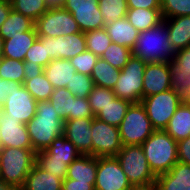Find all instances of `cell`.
I'll return each mask as SVG.
<instances>
[{"mask_svg":"<svg viewBox=\"0 0 190 190\" xmlns=\"http://www.w3.org/2000/svg\"><path fill=\"white\" fill-rule=\"evenodd\" d=\"M26 127L32 148L38 152L47 149L56 137L63 135L64 120L49 100L37 101L36 114Z\"/></svg>","mask_w":190,"mask_h":190,"instance_id":"1","label":"cell"},{"mask_svg":"<svg viewBox=\"0 0 190 190\" xmlns=\"http://www.w3.org/2000/svg\"><path fill=\"white\" fill-rule=\"evenodd\" d=\"M168 37L169 32L163 20L153 28L139 32L132 55L146 63H167L176 53Z\"/></svg>","mask_w":190,"mask_h":190,"instance_id":"2","label":"cell"},{"mask_svg":"<svg viewBox=\"0 0 190 190\" xmlns=\"http://www.w3.org/2000/svg\"><path fill=\"white\" fill-rule=\"evenodd\" d=\"M141 146L156 177L168 173L178 162L177 142L165 130H155Z\"/></svg>","mask_w":190,"mask_h":190,"instance_id":"3","label":"cell"},{"mask_svg":"<svg viewBox=\"0 0 190 190\" xmlns=\"http://www.w3.org/2000/svg\"><path fill=\"white\" fill-rule=\"evenodd\" d=\"M35 162L33 149L0 147V178L12 187H23Z\"/></svg>","mask_w":190,"mask_h":190,"instance_id":"4","label":"cell"},{"mask_svg":"<svg viewBox=\"0 0 190 190\" xmlns=\"http://www.w3.org/2000/svg\"><path fill=\"white\" fill-rule=\"evenodd\" d=\"M115 157L132 187L155 185L156 176L149 167L141 145H125Z\"/></svg>","mask_w":190,"mask_h":190,"instance_id":"5","label":"cell"},{"mask_svg":"<svg viewBox=\"0 0 190 190\" xmlns=\"http://www.w3.org/2000/svg\"><path fill=\"white\" fill-rule=\"evenodd\" d=\"M154 131L143 104L131 103L119 126L122 145H141Z\"/></svg>","mask_w":190,"mask_h":190,"instance_id":"6","label":"cell"},{"mask_svg":"<svg viewBox=\"0 0 190 190\" xmlns=\"http://www.w3.org/2000/svg\"><path fill=\"white\" fill-rule=\"evenodd\" d=\"M146 62L141 58L131 56L120 71L118 81L113 88L116 97L138 103L142 100L143 75Z\"/></svg>","mask_w":190,"mask_h":190,"instance_id":"7","label":"cell"},{"mask_svg":"<svg viewBox=\"0 0 190 190\" xmlns=\"http://www.w3.org/2000/svg\"><path fill=\"white\" fill-rule=\"evenodd\" d=\"M183 100L171 88L142 98L141 103L155 130H164Z\"/></svg>","mask_w":190,"mask_h":190,"instance_id":"8","label":"cell"},{"mask_svg":"<svg viewBox=\"0 0 190 190\" xmlns=\"http://www.w3.org/2000/svg\"><path fill=\"white\" fill-rule=\"evenodd\" d=\"M38 37H58L79 33L81 30L73 15L62 6L49 9L35 21Z\"/></svg>","mask_w":190,"mask_h":190,"instance_id":"9","label":"cell"},{"mask_svg":"<svg viewBox=\"0 0 190 190\" xmlns=\"http://www.w3.org/2000/svg\"><path fill=\"white\" fill-rule=\"evenodd\" d=\"M92 156H116L123 145L120 139L119 127L93 118L91 127Z\"/></svg>","mask_w":190,"mask_h":190,"instance_id":"10","label":"cell"},{"mask_svg":"<svg viewBox=\"0 0 190 190\" xmlns=\"http://www.w3.org/2000/svg\"><path fill=\"white\" fill-rule=\"evenodd\" d=\"M37 101L25 88L24 84L16 82L2 103V111L13 119L27 124L36 114Z\"/></svg>","mask_w":190,"mask_h":190,"instance_id":"11","label":"cell"},{"mask_svg":"<svg viewBox=\"0 0 190 190\" xmlns=\"http://www.w3.org/2000/svg\"><path fill=\"white\" fill-rule=\"evenodd\" d=\"M95 190H131L126 174L115 156L97 157Z\"/></svg>","mask_w":190,"mask_h":190,"instance_id":"12","label":"cell"},{"mask_svg":"<svg viewBox=\"0 0 190 190\" xmlns=\"http://www.w3.org/2000/svg\"><path fill=\"white\" fill-rule=\"evenodd\" d=\"M62 7L73 15L81 32L105 28L98 0H65Z\"/></svg>","mask_w":190,"mask_h":190,"instance_id":"13","label":"cell"},{"mask_svg":"<svg viewBox=\"0 0 190 190\" xmlns=\"http://www.w3.org/2000/svg\"><path fill=\"white\" fill-rule=\"evenodd\" d=\"M46 40V50L49 57L53 59H70L83 53L86 48L84 32L74 33L66 36L43 37Z\"/></svg>","mask_w":190,"mask_h":190,"instance_id":"14","label":"cell"},{"mask_svg":"<svg viewBox=\"0 0 190 190\" xmlns=\"http://www.w3.org/2000/svg\"><path fill=\"white\" fill-rule=\"evenodd\" d=\"M0 147L33 149L26 124L13 119L5 112L0 118Z\"/></svg>","mask_w":190,"mask_h":190,"instance_id":"15","label":"cell"},{"mask_svg":"<svg viewBox=\"0 0 190 190\" xmlns=\"http://www.w3.org/2000/svg\"><path fill=\"white\" fill-rule=\"evenodd\" d=\"M92 122L93 118L64 120L63 135L76 146L81 155H92Z\"/></svg>","mask_w":190,"mask_h":190,"instance_id":"16","label":"cell"},{"mask_svg":"<svg viewBox=\"0 0 190 190\" xmlns=\"http://www.w3.org/2000/svg\"><path fill=\"white\" fill-rule=\"evenodd\" d=\"M168 63H147L143 75L142 98L171 89Z\"/></svg>","mask_w":190,"mask_h":190,"instance_id":"17","label":"cell"},{"mask_svg":"<svg viewBox=\"0 0 190 190\" xmlns=\"http://www.w3.org/2000/svg\"><path fill=\"white\" fill-rule=\"evenodd\" d=\"M156 190H190V165L177 162L168 173L155 180Z\"/></svg>","mask_w":190,"mask_h":190,"instance_id":"18","label":"cell"},{"mask_svg":"<svg viewBox=\"0 0 190 190\" xmlns=\"http://www.w3.org/2000/svg\"><path fill=\"white\" fill-rule=\"evenodd\" d=\"M97 173V157L80 155L68 167L66 178L81 183L95 184Z\"/></svg>","mask_w":190,"mask_h":190,"instance_id":"19","label":"cell"},{"mask_svg":"<svg viewBox=\"0 0 190 190\" xmlns=\"http://www.w3.org/2000/svg\"><path fill=\"white\" fill-rule=\"evenodd\" d=\"M38 38L35 26L30 31L22 32L4 40L3 57L24 61L26 52Z\"/></svg>","mask_w":190,"mask_h":190,"instance_id":"20","label":"cell"},{"mask_svg":"<svg viewBox=\"0 0 190 190\" xmlns=\"http://www.w3.org/2000/svg\"><path fill=\"white\" fill-rule=\"evenodd\" d=\"M175 51L190 46V15L163 19Z\"/></svg>","mask_w":190,"mask_h":190,"instance_id":"21","label":"cell"},{"mask_svg":"<svg viewBox=\"0 0 190 190\" xmlns=\"http://www.w3.org/2000/svg\"><path fill=\"white\" fill-rule=\"evenodd\" d=\"M105 29L108 32L112 43H116L131 50L135 47L139 31L127 20L126 17L106 24Z\"/></svg>","mask_w":190,"mask_h":190,"instance_id":"22","label":"cell"},{"mask_svg":"<svg viewBox=\"0 0 190 190\" xmlns=\"http://www.w3.org/2000/svg\"><path fill=\"white\" fill-rule=\"evenodd\" d=\"M44 73L54 89L60 87L66 88L67 84L71 83L76 69L69 59H53L44 68Z\"/></svg>","mask_w":190,"mask_h":190,"instance_id":"23","label":"cell"},{"mask_svg":"<svg viewBox=\"0 0 190 190\" xmlns=\"http://www.w3.org/2000/svg\"><path fill=\"white\" fill-rule=\"evenodd\" d=\"M62 179L48 173L36 163L27 175L24 190H62Z\"/></svg>","mask_w":190,"mask_h":190,"instance_id":"24","label":"cell"},{"mask_svg":"<svg viewBox=\"0 0 190 190\" xmlns=\"http://www.w3.org/2000/svg\"><path fill=\"white\" fill-rule=\"evenodd\" d=\"M164 130L176 142L190 137V106L182 102Z\"/></svg>","mask_w":190,"mask_h":190,"instance_id":"25","label":"cell"},{"mask_svg":"<svg viewBox=\"0 0 190 190\" xmlns=\"http://www.w3.org/2000/svg\"><path fill=\"white\" fill-rule=\"evenodd\" d=\"M127 20L139 31H145L163 21L161 9H128Z\"/></svg>","mask_w":190,"mask_h":190,"instance_id":"26","label":"cell"},{"mask_svg":"<svg viewBox=\"0 0 190 190\" xmlns=\"http://www.w3.org/2000/svg\"><path fill=\"white\" fill-rule=\"evenodd\" d=\"M35 22L29 17L11 9L6 21L0 27V36L3 40L10 39V36H16L25 31H30Z\"/></svg>","mask_w":190,"mask_h":190,"instance_id":"27","label":"cell"},{"mask_svg":"<svg viewBox=\"0 0 190 190\" xmlns=\"http://www.w3.org/2000/svg\"><path fill=\"white\" fill-rule=\"evenodd\" d=\"M53 160L64 161L70 165L81 153L76 146L65 138L64 135L56 137L51 145L44 150Z\"/></svg>","mask_w":190,"mask_h":190,"instance_id":"28","label":"cell"},{"mask_svg":"<svg viewBox=\"0 0 190 190\" xmlns=\"http://www.w3.org/2000/svg\"><path fill=\"white\" fill-rule=\"evenodd\" d=\"M120 71L107 61L98 58L90 76L96 86L113 89L118 81Z\"/></svg>","mask_w":190,"mask_h":190,"instance_id":"29","label":"cell"},{"mask_svg":"<svg viewBox=\"0 0 190 190\" xmlns=\"http://www.w3.org/2000/svg\"><path fill=\"white\" fill-rule=\"evenodd\" d=\"M130 105V101L115 97L102 110H100L95 118L119 127Z\"/></svg>","mask_w":190,"mask_h":190,"instance_id":"30","label":"cell"},{"mask_svg":"<svg viewBox=\"0 0 190 190\" xmlns=\"http://www.w3.org/2000/svg\"><path fill=\"white\" fill-rule=\"evenodd\" d=\"M167 63L170 69L172 89L183 100L190 89V73L189 71L179 70V63L174 58Z\"/></svg>","mask_w":190,"mask_h":190,"instance_id":"31","label":"cell"},{"mask_svg":"<svg viewBox=\"0 0 190 190\" xmlns=\"http://www.w3.org/2000/svg\"><path fill=\"white\" fill-rule=\"evenodd\" d=\"M24 86L36 101L49 100L54 91L44 72L32 79H24Z\"/></svg>","mask_w":190,"mask_h":190,"instance_id":"32","label":"cell"},{"mask_svg":"<svg viewBox=\"0 0 190 190\" xmlns=\"http://www.w3.org/2000/svg\"><path fill=\"white\" fill-rule=\"evenodd\" d=\"M98 4L105 25L126 17L128 12L127 0H98Z\"/></svg>","mask_w":190,"mask_h":190,"instance_id":"33","label":"cell"},{"mask_svg":"<svg viewBox=\"0 0 190 190\" xmlns=\"http://www.w3.org/2000/svg\"><path fill=\"white\" fill-rule=\"evenodd\" d=\"M10 2L14 11L29 17L34 22L49 9L45 0H10Z\"/></svg>","mask_w":190,"mask_h":190,"instance_id":"34","label":"cell"},{"mask_svg":"<svg viewBox=\"0 0 190 190\" xmlns=\"http://www.w3.org/2000/svg\"><path fill=\"white\" fill-rule=\"evenodd\" d=\"M87 50L93 52L99 58L112 43L108 32L105 28L91 30L84 33Z\"/></svg>","mask_w":190,"mask_h":190,"instance_id":"35","label":"cell"},{"mask_svg":"<svg viewBox=\"0 0 190 190\" xmlns=\"http://www.w3.org/2000/svg\"><path fill=\"white\" fill-rule=\"evenodd\" d=\"M131 56L132 50L130 48L111 43L100 58L107 61L113 67L122 70Z\"/></svg>","mask_w":190,"mask_h":190,"instance_id":"36","label":"cell"},{"mask_svg":"<svg viewBox=\"0 0 190 190\" xmlns=\"http://www.w3.org/2000/svg\"><path fill=\"white\" fill-rule=\"evenodd\" d=\"M0 79L24 84V61L2 57L0 59Z\"/></svg>","mask_w":190,"mask_h":190,"instance_id":"37","label":"cell"},{"mask_svg":"<svg viewBox=\"0 0 190 190\" xmlns=\"http://www.w3.org/2000/svg\"><path fill=\"white\" fill-rule=\"evenodd\" d=\"M40 168L51 173L62 180L66 178L67 169L69 167L64 161L53 160L44 150L36 152V162Z\"/></svg>","mask_w":190,"mask_h":190,"instance_id":"38","label":"cell"},{"mask_svg":"<svg viewBox=\"0 0 190 190\" xmlns=\"http://www.w3.org/2000/svg\"><path fill=\"white\" fill-rule=\"evenodd\" d=\"M71 96H74L67 88L54 89L49 101L55 108V112L63 120H70Z\"/></svg>","mask_w":190,"mask_h":190,"instance_id":"39","label":"cell"},{"mask_svg":"<svg viewBox=\"0 0 190 190\" xmlns=\"http://www.w3.org/2000/svg\"><path fill=\"white\" fill-rule=\"evenodd\" d=\"M115 97L116 95L113 89L95 85L91 93L88 95L90 108L94 117Z\"/></svg>","mask_w":190,"mask_h":190,"instance_id":"40","label":"cell"},{"mask_svg":"<svg viewBox=\"0 0 190 190\" xmlns=\"http://www.w3.org/2000/svg\"><path fill=\"white\" fill-rule=\"evenodd\" d=\"M94 86V81L90 75L76 72L66 88L76 97L88 98Z\"/></svg>","mask_w":190,"mask_h":190,"instance_id":"41","label":"cell"},{"mask_svg":"<svg viewBox=\"0 0 190 190\" xmlns=\"http://www.w3.org/2000/svg\"><path fill=\"white\" fill-rule=\"evenodd\" d=\"M52 59L47 54L46 40L43 37H38L33 45L26 52L24 62H33L46 67Z\"/></svg>","mask_w":190,"mask_h":190,"instance_id":"42","label":"cell"},{"mask_svg":"<svg viewBox=\"0 0 190 190\" xmlns=\"http://www.w3.org/2000/svg\"><path fill=\"white\" fill-rule=\"evenodd\" d=\"M163 19L190 15V0H161Z\"/></svg>","mask_w":190,"mask_h":190,"instance_id":"43","label":"cell"},{"mask_svg":"<svg viewBox=\"0 0 190 190\" xmlns=\"http://www.w3.org/2000/svg\"><path fill=\"white\" fill-rule=\"evenodd\" d=\"M98 58L99 57L93 52L86 49L83 53H80L69 60L76 69V72L84 75H91Z\"/></svg>","mask_w":190,"mask_h":190,"instance_id":"44","label":"cell"},{"mask_svg":"<svg viewBox=\"0 0 190 190\" xmlns=\"http://www.w3.org/2000/svg\"><path fill=\"white\" fill-rule=\"evenodd\" d=\"M94 118L88 98L71 96L70 119Z\"/></svg>","mask_w":190,"mask_h":190,"instance_id":"45","label":"cell"},{"mask_svg":"<svg viewBox=\"0 0 190 190\" xmlns=\"http://www.w3.org/2000/svg\"><path fill=\"white\" fill-rule=\"evenodd\" d=\"M178 161L190 165V137L177 142Z\"/></svg>","mask_w":190,"mask_h":190,"instance_id":"46","label":"cell"},{"mask_svg":"<svg viewBox=\"0 0 190 190\" xmlns=\"http://www.w3.org/2000/svg\"><path fill=\"white\" fill-rule=\"evenodd\" d=\"M174 59L179 63V70L189 71L190 73V46L177 51Z\"/></svg>","mask_w":190,"mask_h":190,"instance_id":"47","label":"cell"},{"mask_svg":"<svg viewBox=\"0 0 190 190\" xmlns=\"http://www.w3.org/2000/svg\"><path fill=\"white\" fill-rule=\"evenodd\" d=\"M161 0H127L128 9H160Z\"/></svg>","mask_w":190,"mask_h":190,"instance_id":"48","label":"cell"},{"mask_svg":"<svg viewBox=\"0 0 190 190\" xmlns=\"http://www.w3.org/2000/svg\"><path fill=\"white\" fill-rule=\"evenodd\" d=\"M95 184L81 183L77 180L65 178L62 181V190H95Z\"/></svg>","mask_w":190,"mask_h":190,"instance_id":"49","label":"cell"},{"mask_svg":"<svg viewBox=\"0 0 190 190\" xmlns=\"http://www.w3.org/2000/svg\"><path fill=\"white\" fill-rule=\"evenodd\" d=\"M44 72V67L33 62H24V79H32Z\"/></svg>","mask_w":190,"mask_h":190,"instance_id":"50","label":"cell"},{"mask_svg":"<svg viewBox=\"0 0 190 190\" xmlns=\"http://www.w3.org/2000/svg\"><path fill=\"white\" fill-rule=\"evenodd\" d=\"M16 82L15 81H6L3 79H0V104H2L8 93H10L12 91V86H14Z\"/></svg>","mask_w":190,"mask_h":190,"instance_id":"51","label":"cell"},{"mask_svg":"<svg viewBox=\"0 0 190 190\" xmlns=\"http://www.w3.org/2000/svg\"><path fill=\"white\" fill-rule=\"evenodd\" d=\"M11 9L10 0H0V27L6 21Z\"/></svg>","mask_w":190,"mask_h":190,"instance_id":"52","label":"cell"},{"mask_svg":"<svg viewBox=\"0 0 190 190\" xmlns=\"http://www.w3.org/2000/svg\"><path fill=\"white\" fill-rule=\"evenodd\" d=\"M49 7L62 6L65 3V0H45Z\"/></svg>","mask_w":190,"mask_h":190,"instance_id":"53","label":"cell"},{"mask_svg":"<svg viewBox=\"0 0 190 190\" xmlns=\"http://www.w3.org/2000/svg\"><path fill=\"white\" fill-rule=\"evenodd\" d=\"M12 188L11 185L6 184L1 178H0V190H10Z\"/></svg>","mask_w":190,"mask_h":190,"instance_id":"54","label":"cell"},{"mask_svg":"<svg viewBox=\"0 0 190 190\" xmlns=\"http://www.w3.org/2000/svg\"><path fill=\"white\" fill-rule=\"evenodd\" d=\"M131 190H156L155 185L145 187H133Z\"/></svg>","mask_w":190,"mask_h":190,"instance_id":"55","label":"cell"},{"mask_svg":"<svg viewBox=\"0 0 190 190\" xmlns=\"http://www.w3.org/2000/svg\"><path fill=\"white\" fill-rule=\"evenodd\" d=\"M3 46H4V40L0 36V59L3 57Z\"/></svg>","mask_w":190,"mask_h":190,"instance_id":"56","label":"cell"},{"mask_svg":"<svg viewBox=\"0 0 190 190\" xmlns=\"http://www.w3.org/2000/svg\"><path fill=\"white\" fill-rule=\"evenodd\" d=\"M183 102L190 106V89L188 90L187 96L183 99Z\"/></svg>","mask_w":190,"mask_h":190,"instance_id":"57","label":"cell"},{"mask_svg":"<svg viewBox=\"0 0 190 190\" xmlns=\"http://www.w3.org/2000/svg\"><path fill=\"white\" fill-rule=\"evenodd\" d=\"M10 190H24L23 187H12Z\"/></svg>","mask_w":190,"mask_h":190,"instance_id":"58","label":"cell"},{"mask_svg":"<svg viewBox=\"0 0 190 190\" xmlns=\"http://www.w3.org/2000/svg\"><path fill=\"white\" fill-rule=\"evenodd\" d=\"M2 104H0V118H1V115H2Z\"/></svg>","mask_w":190,"mask_h":190,"instance_id":"59","label":"cell"}]
</instances>
